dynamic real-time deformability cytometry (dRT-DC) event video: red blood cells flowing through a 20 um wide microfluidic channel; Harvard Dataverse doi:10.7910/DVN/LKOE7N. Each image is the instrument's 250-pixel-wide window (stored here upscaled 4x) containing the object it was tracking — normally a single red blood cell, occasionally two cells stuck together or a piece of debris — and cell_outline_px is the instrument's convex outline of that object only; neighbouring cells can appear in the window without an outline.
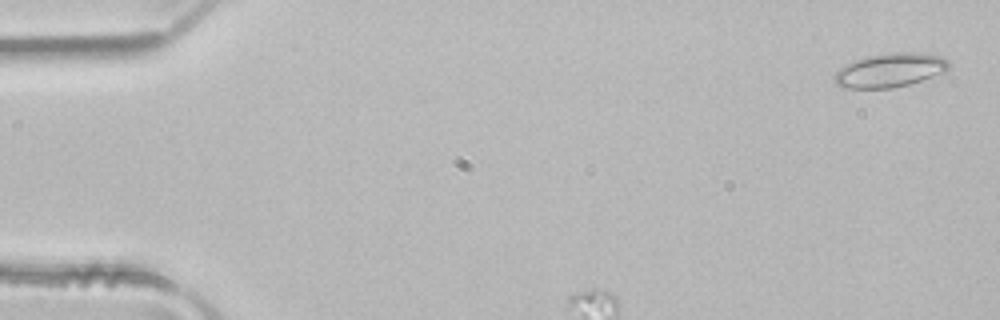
{"species": "common noctule bat (a hibernating species)", "species_latin": "Nyctalus noctula", "temperature_condition": "room temperature", "stored_images_in_passage": 6, "camera_frame_rate_fps": 3000, "um_per_image_px": 0.085, "animal": {"sex": "male", "body_mass_g": 21.5, "forearm_length_mm": 52.0}, "frame": {"image": 1, "passage_image": 1, "time_ms": 0.0, "image_size_px": [1000, 320], "cell_outline_px": [[948, 68], [944, 72], [908, 84], [892, 88], [840, 88], [832, 80], [832, 76], [844, 64], [852, 60], [868, 56], [896, 52], [916, 52], [940, 56], [948, 60]], "centroid_in_image_um": [75.57, 5.97], "position_along_channel_um": 9.4, "area_um2": 22.66}}
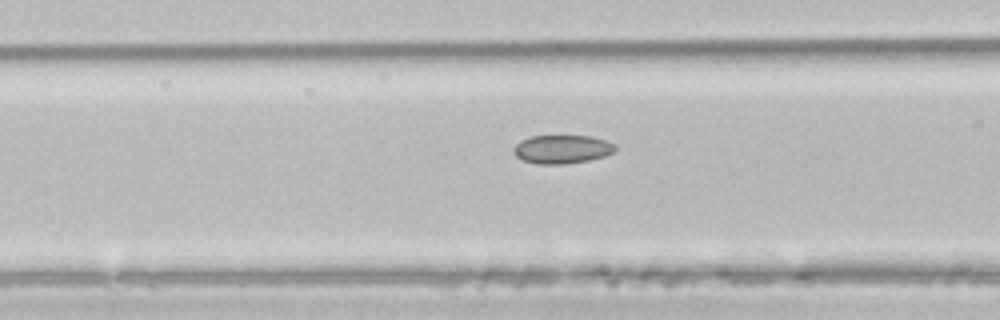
{"frame": {"image": 2, "passage_image": 5, "time_ms": 1.333, "image_size_px": [1000, 320], "cell_outline_px": [[616, 148], [612, 152], [604, 156], [588, 160], [564, 164], [536, 164], [524, 160], [516, 156], [512, 148], [520, 140], [528, 136], [592, 136], [616, 144]], "centroid_in_image_um": [47.75, 12.68], "position_along_channel_um": 118.9, "area_um2": 16.88}}
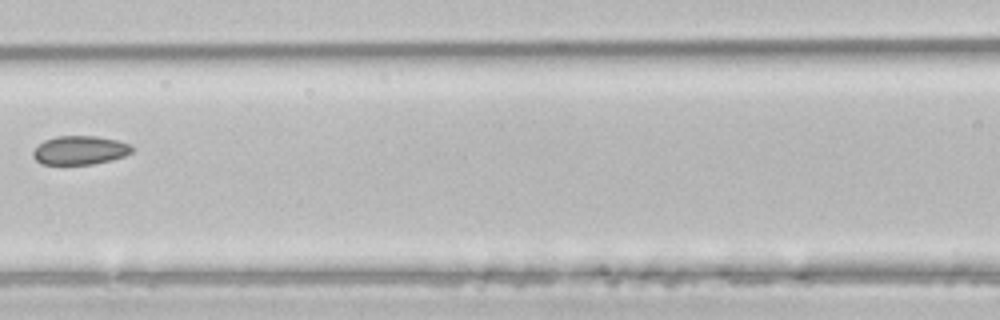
{"frame": {"image": 3, "passage_image": 6, "time_ms": 1.667, "image_size_px": [1000, 320], "cell_outline_px": [[132, 152], [124, 156], [92, 164], [40, 164], [32, 156], [32, 152], [44, 140], [56, 136], [96, 136], [116, 140], [128, 144], [132, 148]], "centroid_in_image_um": [6.75, 12.77], "position_along_channel_um": 159.9, "area_um2": 16.36}}